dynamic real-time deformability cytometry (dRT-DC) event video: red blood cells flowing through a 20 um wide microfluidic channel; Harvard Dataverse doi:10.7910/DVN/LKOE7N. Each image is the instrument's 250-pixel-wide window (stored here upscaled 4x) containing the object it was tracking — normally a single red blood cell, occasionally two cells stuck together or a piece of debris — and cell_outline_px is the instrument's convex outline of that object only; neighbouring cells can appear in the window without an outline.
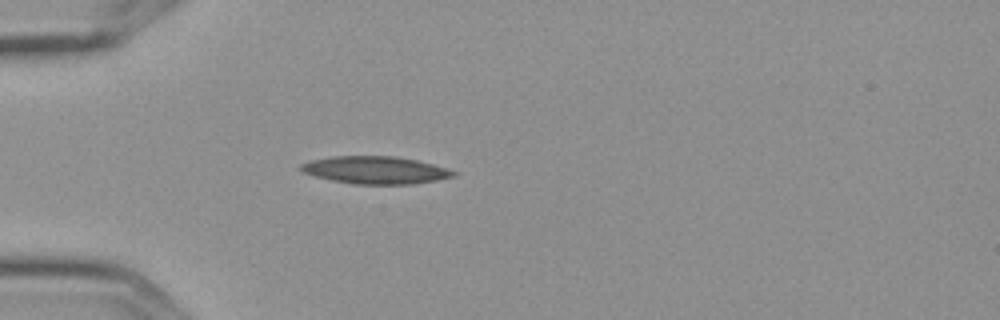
{"species": "Egyptian fruit bat (a non-hibernating species)", "species_latin": "Rousettus aegyptiacus", "temperature_condition": "cold", "stored_images_in_passage": 3, "camera_frame_rate_fps": 3000, "um_per_image_px": 0.085, "frame": {"image": 1, "passage_image": 3, "time_ms": 0.667, "image_size_px": [1000, 320], "cell_outline_px": [[456, 176], [436, 180], [412, 184], [352, 184], [332, 180], [316, 176], [304, 172], [300, 168], [300, 164], [312, 160], [332, 156], [392, 156], [416, 160], [432, 164], [456, 172]], "centroid_in_image_um": [31.9, 14.46], "position_along_channel_um": 53.1, "area_um2": 24.16}}